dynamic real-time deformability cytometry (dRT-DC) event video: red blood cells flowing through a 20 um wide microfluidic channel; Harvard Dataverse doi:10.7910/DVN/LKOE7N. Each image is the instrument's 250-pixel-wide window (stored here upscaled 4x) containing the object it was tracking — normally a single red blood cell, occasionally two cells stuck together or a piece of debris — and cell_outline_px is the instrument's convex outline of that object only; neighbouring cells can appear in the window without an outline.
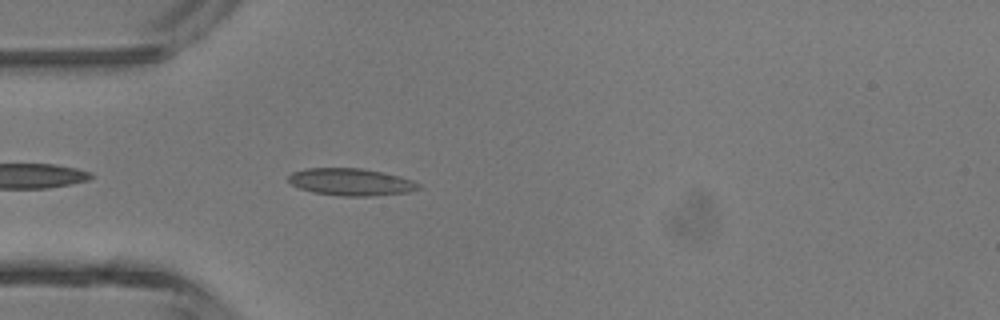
{"species": "common noctule bat (a hibernating species)", "species_latin": "Nyctalus noctula", "temperature_condition": "room temperature", "stored_images_in_passage": 36, "camera_frame_rate_fps": 3000, "um_per_image_px": 0.085, "animal": {"sex": "male", "body_mass_g": 13.3}, "frame": {"image": 1, "passage_image": 4, "time_ms": 1.0, "image_size_px": [1000, 320], "cell_outline_px": [[420, 188], [408, 192], [368, 196], [340, 196], [312, 192], [300, 188], [292, 184], [288, 180], [288, 176], [292, 172], [308, 168], [364, 168], [384, 172], [400, 176], [412, 180], [420, 184]], "centroid_in_image_um": [29.83, 15.46], "position_along_channel_um": 55.2, "area_um2": 20.63}}
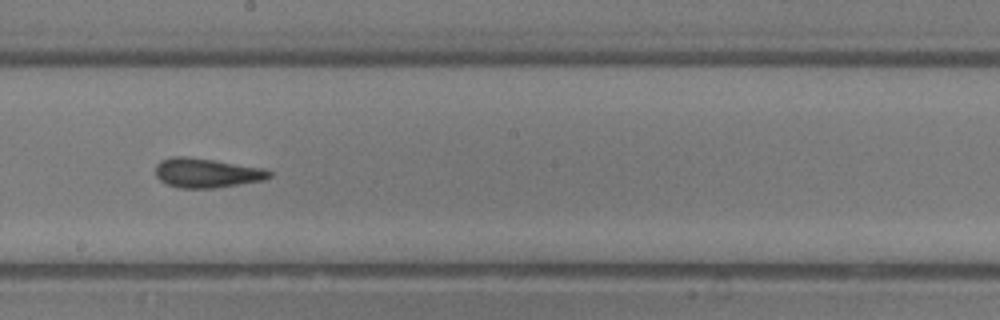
{"frame": {"image": 2, "passage_image": 16, "time_ms": 5.0, "image_size_px": [1000, 320], "cell_outline_px": [[272, 176], [264, 180], [216, 188], [180, 188], [168, 184], [160, 180], [156, 176], [156, 164], [160, 160], [172, 156], [184, 156], [212, 160], [264, 168], [272, 172]], "centroid_in_image_um": [17.56, 14.7], "position_along_channel_um": 230.6, "area_um2": 19.48}}
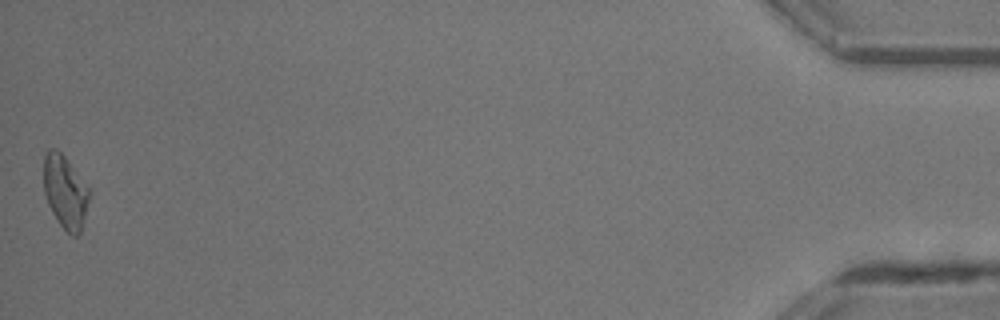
{"frame": {"image": 3, "passage_image": 36, "time_ms": 11.667, "image_size_px": [1000, 320], "cell_outline_px": [[88, 200], [80, 232], [76, 236], [72, 236], [60, 224], [52, 212], [48, 204], [44, 192], [44, 156], [48, 148], [56, 148], [64, 156], [88, 188]], "centroid_in_image_um": [5.5, 16.29], "position_along_channel_um": 429.7, "area_um2": 18.79}, "authors_computed_cell_mechanics": {"area_um2": 19.1896, "velocity_mm_per_s": 4.5145, "shape_relaxation_time_tau1_ms": 5.2237, "shape_relaxation_time_tau2_ms": 1.9909, "deformation_change_tau1": 0.1501, "deformation_change_tau2": 0.0946}}